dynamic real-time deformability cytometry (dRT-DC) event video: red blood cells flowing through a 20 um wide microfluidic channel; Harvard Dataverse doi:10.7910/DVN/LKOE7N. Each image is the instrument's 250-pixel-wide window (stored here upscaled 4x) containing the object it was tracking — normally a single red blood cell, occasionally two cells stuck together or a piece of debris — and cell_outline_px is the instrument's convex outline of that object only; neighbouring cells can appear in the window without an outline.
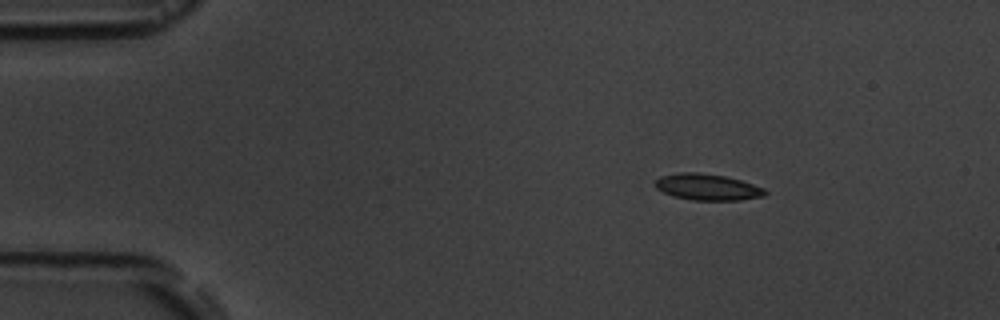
{"species": "common noctule bat (a hibernating species)", "species_latin": "Nyctalus noctula", "temperature_condition": "room temperature", "stored_images_in_passage": 8, "camera_frame_rate_fps": 3000, "um_per_image_px": 0.085, "animal": {"sex": "male", "body_mass_g": 19.5, "forearm_length_mm": 54.6}, "frame": {"image": 1, "passage_image": 2, "time_ms": 1.333, "image_size_px": [1000, 320], "cell_outline_px": [[768, 192], [764, 196], [740, 200], [692, 200], [672, 196], [656, 188], [652, 184], [660, 176], [680, 172], [692, 172], [724, 176], [740, 180], [764, 188]], "centroid_in_image_um": [60.1, 15.9], "position_along_channel_um": 24.9, "area_um2": 16.82}}
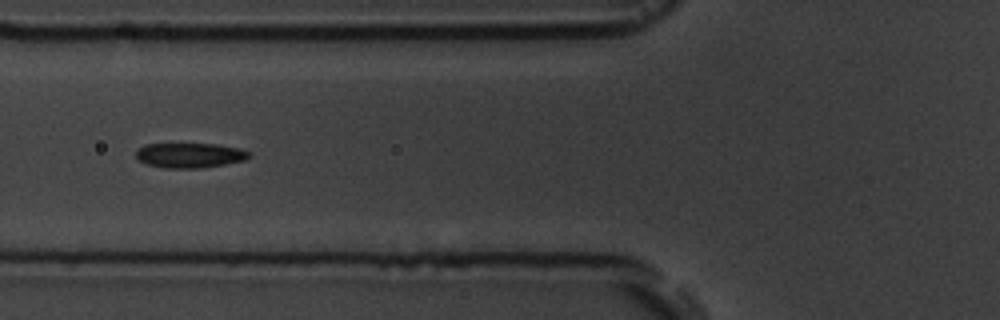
{"frame": {"image": 2, "passage_image": 6, "time_ms": 5.667, "image_size_px": [1000, 320], "cell_outline_px": [[252, 156], [248, 160], [200, 168], [164, 168], [144, 164], [136, 156], [136, 152], [144, 144], [216, 144], [240, 148], [252, 152]], "centroid_in_image_um": [16.19, 13.2], "position_along_channel_um": 109.6, "area_um2": 16.59}}
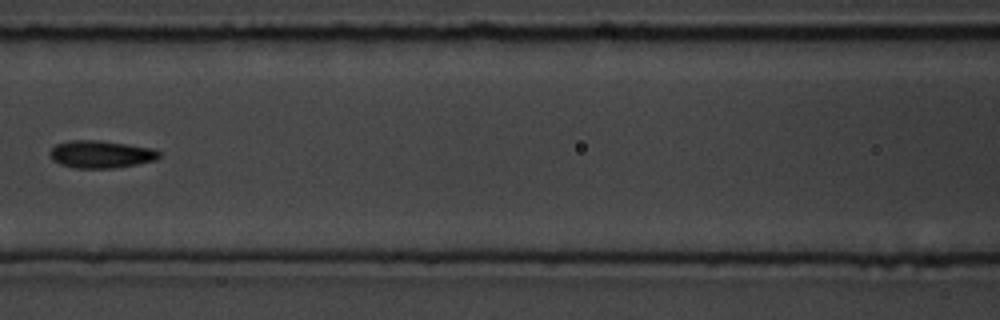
{"frame": {"image": 3, "passage_image": 7, "time_ms": 7.0, "image_size_px": [1000, 320], "cell_outline_px": [[160, 156], [156, 160], [136, 164], [112, 168], [72, 168], [60, 164], [52, 160], [52, 148], [56, 144], [72, 140], [100, 140], [152, 148], [160, 152]], "centroid_in_image_um": [8.59, 13.11], "position_along_channel_um": 158.0, "area_um2": 17.34}}